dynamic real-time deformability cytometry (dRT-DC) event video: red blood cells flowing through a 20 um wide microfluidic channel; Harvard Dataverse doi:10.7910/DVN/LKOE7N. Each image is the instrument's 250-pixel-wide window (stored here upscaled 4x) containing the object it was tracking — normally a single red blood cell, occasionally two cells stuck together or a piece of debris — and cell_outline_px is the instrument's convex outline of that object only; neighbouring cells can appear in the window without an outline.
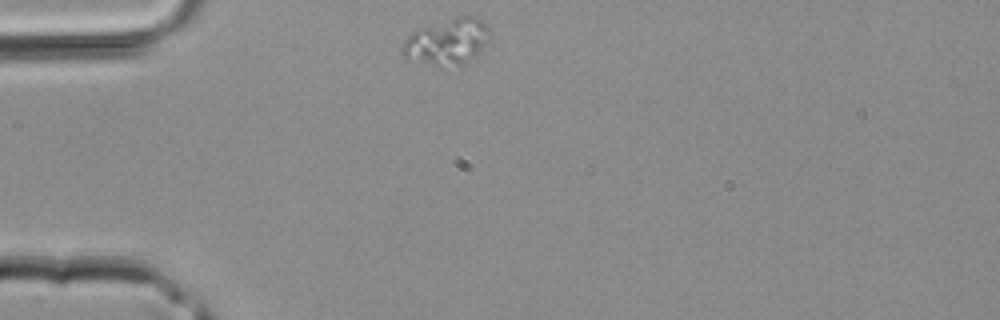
{"species": "common noctule bat (a hibernating species)", "species_latin": "Nyctalus noctula", "temperature_condition": "room temperature", "stored_images_in_passage": 32, "camera_frame_rate_fps": 3000, "um_per_image_px": 0.085, "animal": {"sex": "male", "body_mass_g": 20.4}, "frame": {"image": 1, "passage_image": 1, "time_ms": 0.0, "image_size_px": [1000, 320], "cell_outline_px": [[488, 32], [480, 48], [464, 64], [440, 68], [404, 60], [400, 52], [400, 48], [404, 40], [412, 32], [420, 28], [456, 16], [476, 16], [488, 28]], "centroid_in_image_um": [37.85, 3.58], "position_along_channel_um": 47.2, "area_um2": 23.47}}
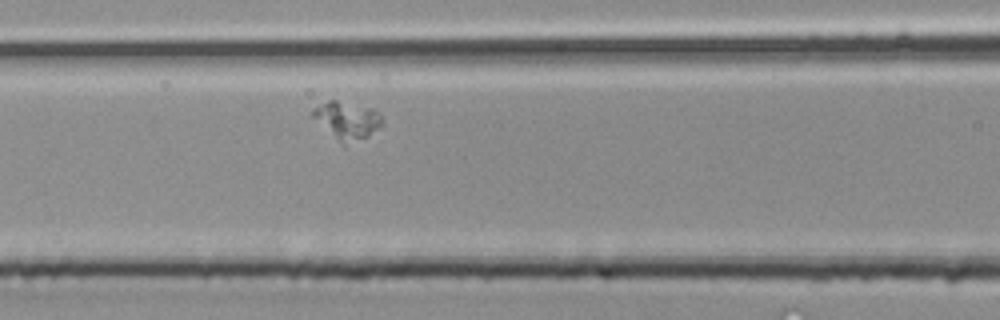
{"frame": {"image": 2, "passage_image": 8, "time_ms": 2.333, "image_size_px": [1000, 320], "cell_outline_px": [[384, 124], [380, 128], [368, 136], [344, 144], [312, 116], [312, 108], [328, 100], [336, 100], [372, 108], [380, 112]], "centroid_in_image_um": [29.56, 10.19], "position_along_channel_um": 137.0, "area_um2": 14.8}}
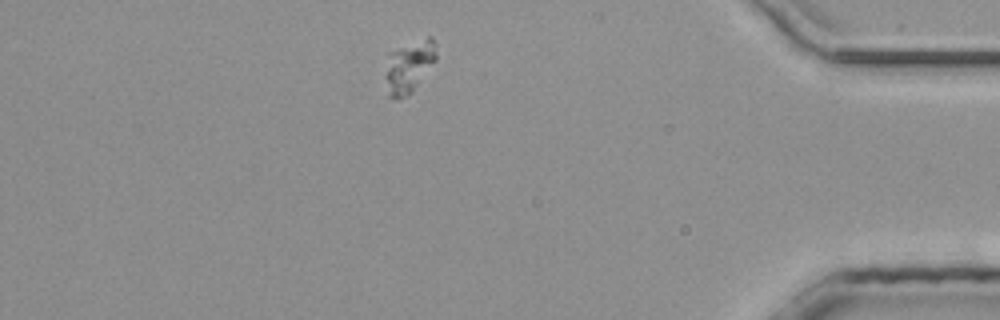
{"frame": {"image": 3, "passage_image": 27, "time_ms": 8.667, "image_size_px": [1000, 320], "cell_outline_px": [[436, 60], [412, 92], [408, 96], [388, 96], [384, 76], [388, 52], [428, 36], [432, 36], [436, 44]], "centroid_in_image_um": [34.76, 5.62], "position_along_channel_um": 400.4, "area_um2": 15.49}}